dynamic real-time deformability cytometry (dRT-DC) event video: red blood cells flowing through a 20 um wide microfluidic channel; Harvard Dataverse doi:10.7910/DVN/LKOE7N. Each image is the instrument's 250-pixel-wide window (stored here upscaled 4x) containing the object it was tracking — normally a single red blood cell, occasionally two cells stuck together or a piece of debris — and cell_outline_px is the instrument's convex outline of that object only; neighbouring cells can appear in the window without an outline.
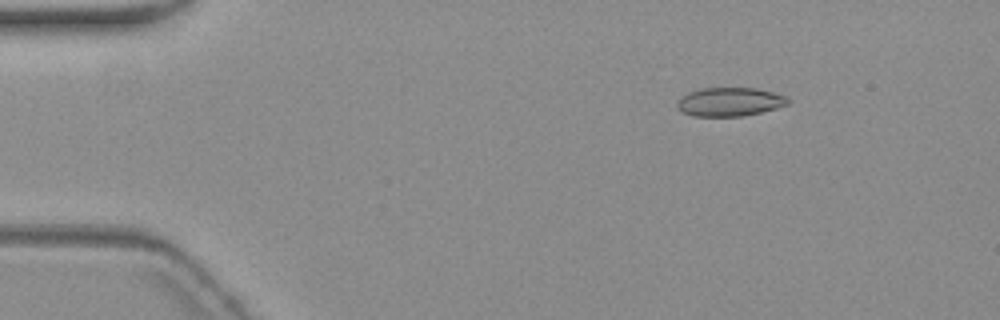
{"species": "common noctule bat (a hibernating species)", "species_latin": "Nyctalus noctula", "temperature_condition": "warm", "stored_images_in_passage": 8, "camera_frame_rate_fps": 3000, "um_per_image_px": 0.085, "animal": {"sex": "female", "body_mass_g": 19.3, "forearm_length_mm": 54.1}, "frame": {"image": 1, "passage_image": 1, "time_ms": 0.0, "image_size_px": [1000, 320], "cell_outline_px": [[792, 100], [788, 104], [776, 108], [760, 112], [740, 116], [692, 116], [676, 108], [676, 104], [688, 92], [700, 88], [756, 88], [788, 96]], "centroid_in_image_um": [62.05, 8.65], "position_along_channel_um": 22.9, "area_um2": 18.5}}
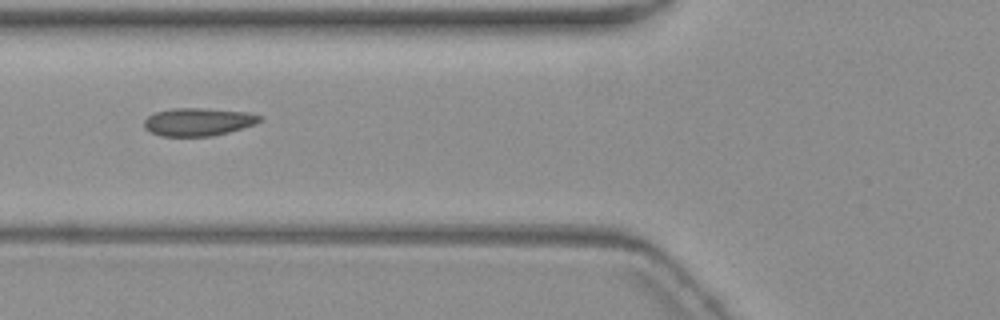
{"frame": {"image": 2, "passage_image": 5, "time_ms": 4.667, "image_size_px": [1000, 320], "cell_outline_px": [[260, 120], [252, 124], [228, 132], [212, 136], [160, 136], [148, 132], [144, 128], [144, 120], [152, 112], [172, 108], [204, 108], [248, 112], [260, 116]], "centroid_in_image_um": [16.74, 10.35], "position_along_channel_um": 109.1, "area_um2": 18.79}}
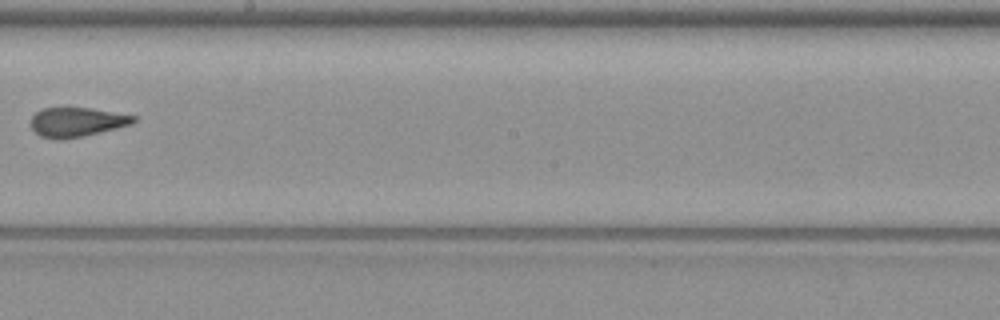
{"frame": {"image": 3, "passage_image": 8, "time_ms": 8.333, "image_size_px": [1000, 320], "cell_outline_px": [[136, 120], [132, 124], [100, 132], [60, 140], [52, 140], [40, 136], [32, 128], [28, 120], [40, 108], [88, 108], [136, 116]], "centroid_in_image_um": [6.45, 10.38], "position_along_channel_um": 241.7, "area_um2": 17.51}}